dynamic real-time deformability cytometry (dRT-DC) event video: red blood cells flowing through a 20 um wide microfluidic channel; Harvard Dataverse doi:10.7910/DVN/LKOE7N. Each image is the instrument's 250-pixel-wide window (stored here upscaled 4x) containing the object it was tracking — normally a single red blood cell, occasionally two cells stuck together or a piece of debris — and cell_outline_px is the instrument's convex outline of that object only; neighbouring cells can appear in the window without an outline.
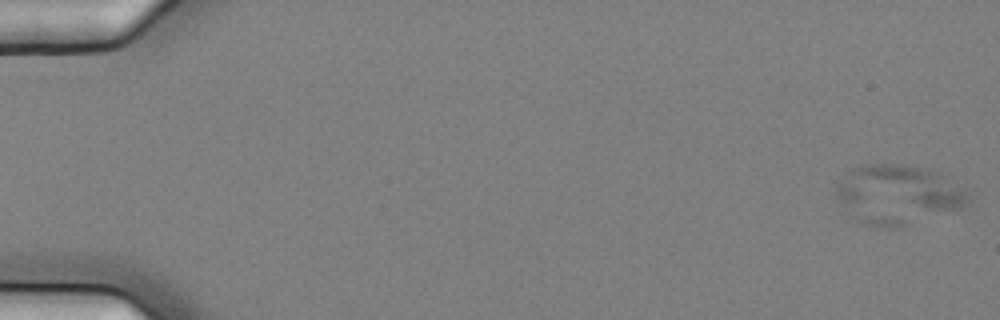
{"species": "common noctule bat (a hibernating species)", "species_latin": "Nyctalus noctula", "temperature_condition": "cold", "stored_images_in_passage": 6, "camera_frame_rate_fps": 3000, "um_per_image_px": 0.085, "animal": {"sex": "female", "body_mass_g": 25.1}, "frame": {"image": 1, "passage_image": 2, "time_ms": 0.333, "image_size_px": [1000, 320], "cell_outline_px": [[972, 200], [964, 208], [900, 228], [888, 228], [868, 224], [856, 220], [852, 216], [832, 192], [836, 184], [844, 172], [860, 164], [908, 164], [948, 172]], "centroid_in_image_um": [76.36, 16.5], "position_along_channel_um": 8.6, "area_um2": 47.22}}
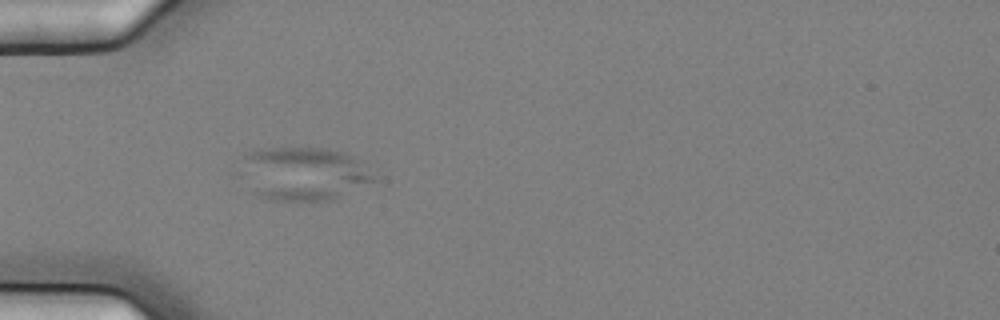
{"frame": {"image": 2, "passage_image": 6, "time_ms": 1.667, "image_size_px": [1000, 320], "cell_outline_px": [[372, 180], [332, 200], [272, 200], [256, 196], [232, 176], [228, 172], [248, 152], [272, 148], [320, 148], [344, 152], [352, 156], [372, 176]], "centroid_in_image_um": [25.47, 14.77], "position_along_channel_um": 59.5, "area_um2": 42.14}}